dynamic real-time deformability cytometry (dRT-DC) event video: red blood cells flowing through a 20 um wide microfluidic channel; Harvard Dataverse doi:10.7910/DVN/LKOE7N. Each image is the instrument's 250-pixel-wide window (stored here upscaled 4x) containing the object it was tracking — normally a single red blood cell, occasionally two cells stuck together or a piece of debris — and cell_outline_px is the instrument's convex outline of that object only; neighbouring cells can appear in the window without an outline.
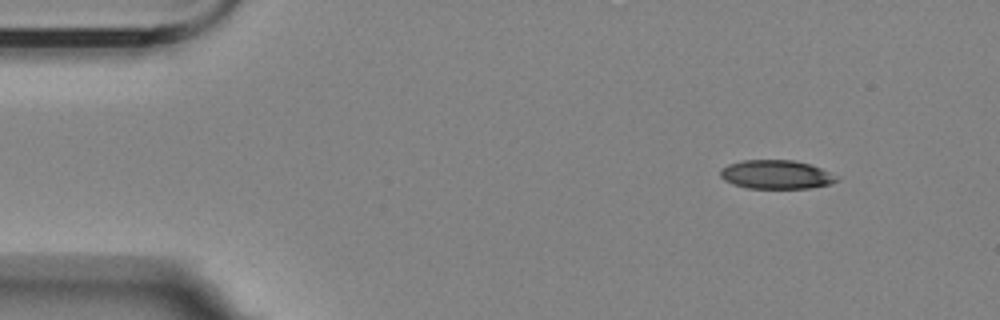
{"species": "Egyptian fruit bat (a non-hibernating species)", "species_latin": "Rousettus aegyptiacus", "temperature_condition": "room temperature", "stored_images_in_passage": 5, "camera_frame_rate_fps": 3000, "um_per_image_px": 0.085, "animal": {"sex": "female"}, "frame": {"image": 1, "passage_image": 1, "time_ms": 0.0, "image_size_px": [1000, 320], "cell_outline_px": [[840, 180], [828, 184], [808, 188], [748, 188], [732, 184], [724, 180], [720, 176], [720, 168], [728, 164], [744, 160], [792, 160], [812, 164], [840, 176]], "centroid_in_image_um": [65.99, 14.83], "position_along_channel_um": 19.0, "area_um2": 19.71}}
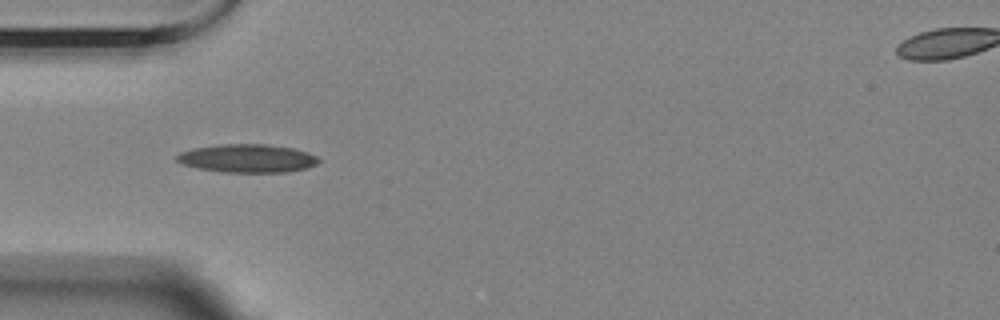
{"frame": {"image": 2, "passage_image": 4, "time_ms": 3.667, "image_size_px": [1000, 320], "cell_outline_px": [[320, 160], [316, 164], [304, 168], [288, 172], [224, 172], [200, 168], [184, 164], [176, 160], [176, 156], [180, 152], [192, 148], [220, 144], [268, 144], [292, 148], [308, 152], [316, 156]], "centroid_in_image_um": [21.03, 13.45], "position_along_channel_um": 64.0, "area_um2": 23.24}}
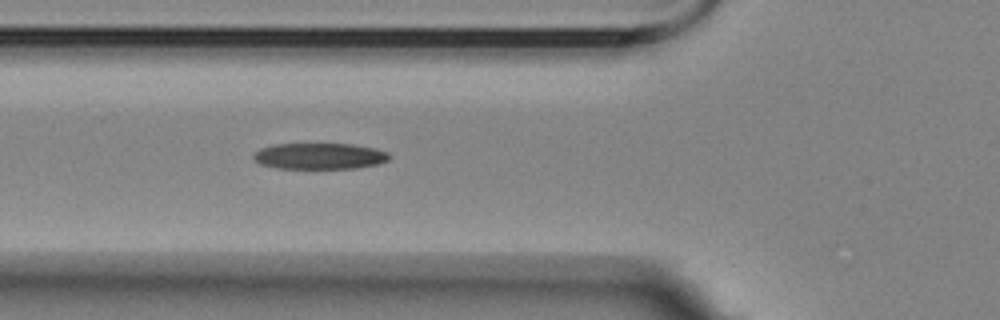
{"frame": {"image": 3, "passage_image": 5, "time_ms": 4.667, "image_size_px": [1000, 320], "cell_outline_px": [[392, 156], [388, 160], [376, 164], [356, 168], [280, 168], [260, 164], [252, 156], [260, 148], [272, 144], [352, 144], [376, 148], [388, 152]], "centroid_in_image_um": [27.19, 13.26], "position_along_channel_um": 98.6, "area_um2": 20.63}}